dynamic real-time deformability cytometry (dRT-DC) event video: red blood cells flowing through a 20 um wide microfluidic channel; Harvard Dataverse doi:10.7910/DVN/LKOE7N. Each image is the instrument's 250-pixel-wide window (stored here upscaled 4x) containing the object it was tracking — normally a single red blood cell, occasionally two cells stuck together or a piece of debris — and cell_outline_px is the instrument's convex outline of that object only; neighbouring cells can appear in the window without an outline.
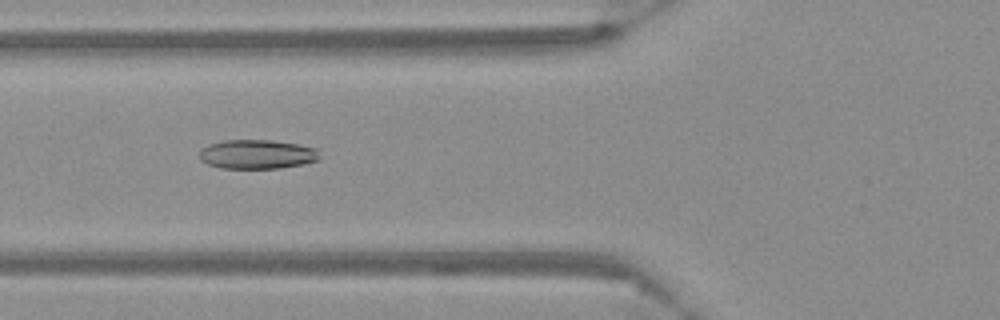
{"species": "Egyptian fruit bat (a non-hibernating species)", "species_latin": "Rousettus aegyptiacus", "temperature_condition": "warm", "stored_images_in_passage": 55, "camera_frame_rate_fps": 3000, "um_per_image_px": 0.085, "frame": {"image": 1, "passage_image": 21, "time_ms": 6.667, "image_size_px": [1000, 320], "cell_outline_px": [[320, 160], [304, 164], [280, 168], [220, 168], [208, 164], [200, 160], [200, 152], [204, 148], [212, 144], [224, 140], [272, 140], [300, 144], [316, 148], [320, 156]], "centroid_in_image_um": [21.91, 13.11], "position_along_channel_um": 103.9, "area_um2": 20.46}}
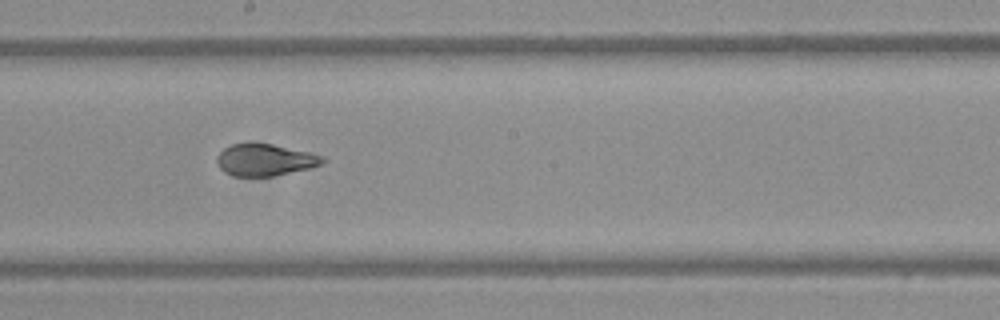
{"frame": {"image": 2, "passage_image": 31, "time_ms": 10.0, "image_size_px": [1000, 320], "cell_outline_px": [[328, 160], [320, 164], [308, 168], [272, 176], [232, 176], [224, 172], [216, 164], [216, 156], [224, 148], [232, 144], [272, 144], [308, 152], [324, 156]], "centroid_in_image_um": [22.49, 13.6], "position_along_channel_um": 225.7, "area_um2": 19.42}}
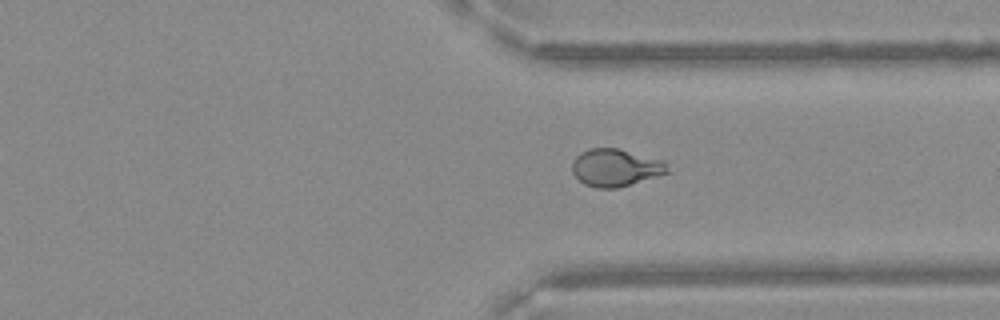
{"frame": {"image": 3, "passage_image": 42, "time_ms": 13.667, "image_size_px": [1000, 320], "cell_outline_px": [[672, 172], [616, 188], [596, 188], [584, 184], [572, 172], [572, 160], [580, 152], [592, 148], [616, 148], [664, 160]], "centroid_in_image_um": [52.34, 14.25], "position_along_channel_um": 359.1, "area_um2": 20.87}}